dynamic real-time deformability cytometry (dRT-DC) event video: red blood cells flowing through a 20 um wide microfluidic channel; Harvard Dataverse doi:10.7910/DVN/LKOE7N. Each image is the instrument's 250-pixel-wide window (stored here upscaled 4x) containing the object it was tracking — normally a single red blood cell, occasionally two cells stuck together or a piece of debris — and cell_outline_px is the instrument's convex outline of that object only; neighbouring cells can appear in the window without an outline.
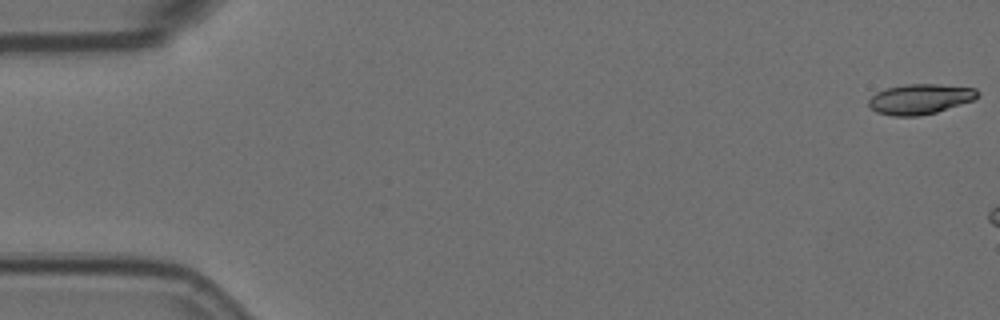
{"species": "Egyptian fruit bat (a non-hibernating species)", "species_latin": "Rousettus aegyptiacus", "temperature_condition": "room temperature", "stored_images_in_passage": 7, "camera_frame_rate_fps": 3000, "um_per_image_px": 0.085, "animal": {"sex": "female"}, "frame": {"image": 1, "passage_image": 1, "time_ms": 0.0, "image_size_px": [1000, 320], "cell_outline_px": [[980, 92], [972, 100], [936, 112], [916, 116], [892, 116], [876, 112], [868, 104], [868, 100], [876, 92], [884, 88], [904, 84], [936, 84], [976, 88]], "centroid_in_image_um": [78.16, 8.41], "position_along_channel_um": 6.8, "area_um2": 19.07}}